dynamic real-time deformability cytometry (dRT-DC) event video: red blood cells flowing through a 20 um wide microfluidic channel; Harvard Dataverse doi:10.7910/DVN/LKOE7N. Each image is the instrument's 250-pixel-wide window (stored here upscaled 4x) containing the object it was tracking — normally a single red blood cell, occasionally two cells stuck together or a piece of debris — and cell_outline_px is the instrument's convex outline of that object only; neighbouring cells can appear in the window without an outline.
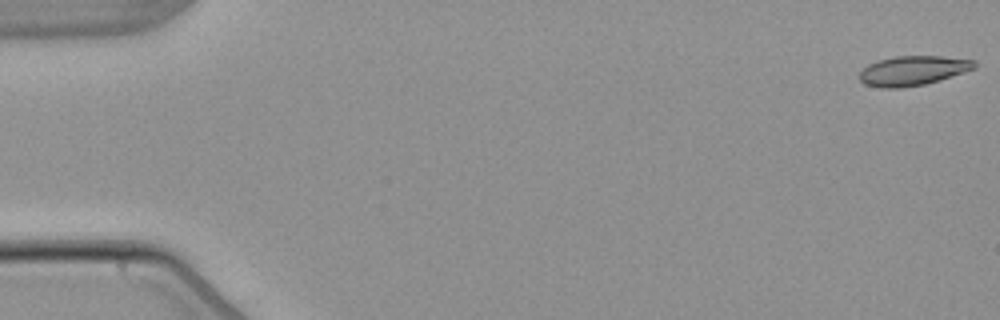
{"species": "common noctule bat (a hibernating species)", "species_latin": "Nyctalus noctula", "temperature_condition": "warm", "stored_images_in_passage": 5, "camera_frame_rate_fps": 3000, "um_per_image_px": 0.085, "animal": {"sex": "male", "body_mass_g": 21.5, "forearm_length_mm": 52.0}, "frame": {"image": 1, "passage_image": 1, "time_ms": 0.0, "image_size_px": [1000, 320], "cell_outline_px": [[976, 68], [940, 80], [924, 84], [900, 88], [880, 88], [864, 84], [860, 80], [860, 72], [868, 64], [880, 60], [896, 56], [940, 56], [976, 60]], "centroid_in_image_um": [77.6, 6.01], "position_along_channel_um": 7.4, "area_um2": 19.77}}
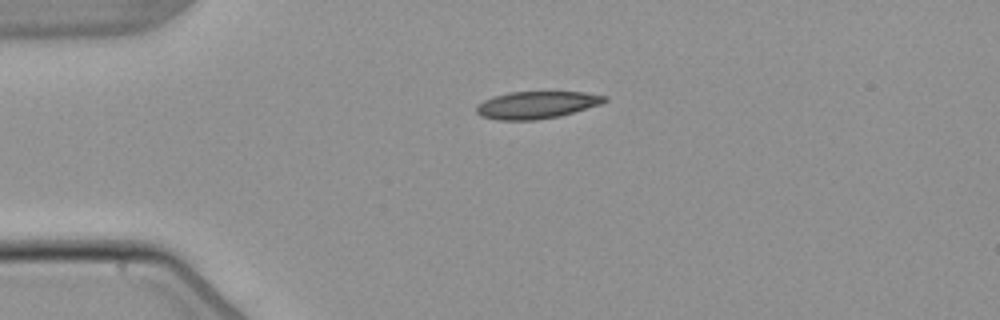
{"frame": {"image": 2, "passage_image": 4, "time_ms": 4.0, "image_size_px": [1000, 320], "cell_outline_px": [[608, 100], [600, 104], [560, 116], [536, 120], [496, 120], [480, 116], [476, 112], [476, 104], [492, 96], [508, 92], [584, 92], [608, 96]], "centroid_in_image_um": [45.57, 8.92], "position_along_channel_um": 39.4, "area_um2": 20.52}}